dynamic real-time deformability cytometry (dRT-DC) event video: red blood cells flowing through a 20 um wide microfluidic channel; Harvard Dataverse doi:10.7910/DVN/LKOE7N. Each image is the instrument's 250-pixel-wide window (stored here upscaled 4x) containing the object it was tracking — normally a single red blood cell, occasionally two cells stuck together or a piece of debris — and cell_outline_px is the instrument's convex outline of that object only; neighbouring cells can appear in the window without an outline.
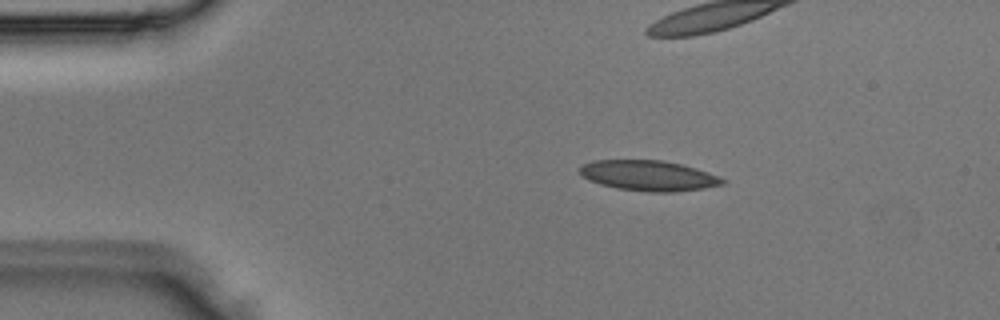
{"species": "Egyptian fruit bat (a non-hibernating species)", "species_latin": "Rousettus aegyptiacus", "temperature_condition": "room temperature", "stored_images_in_passage": 4, "camera_frame_rate_fps": 3000, "um_per_image_px": 0.085, "animal": {"sex": "male"}, "frame": {"image": 1, "passage_image": 2, "time_ms": 0.333, "image_size_px": [1000, 320], "cell_outline_px": [[728, 180], [724, 184], [704, 188], [676, 192], [648, 192], [616, 188], [600, 184], [588, 180], [580, 172], [580, 168], [584, 164], [592, 160], [664, 160], [696, 168], [720, 176]], "centroid_in_image_um": [55.17, 14.93], "position_along_channel_um": 29.8, "area_um2": 25.37}}
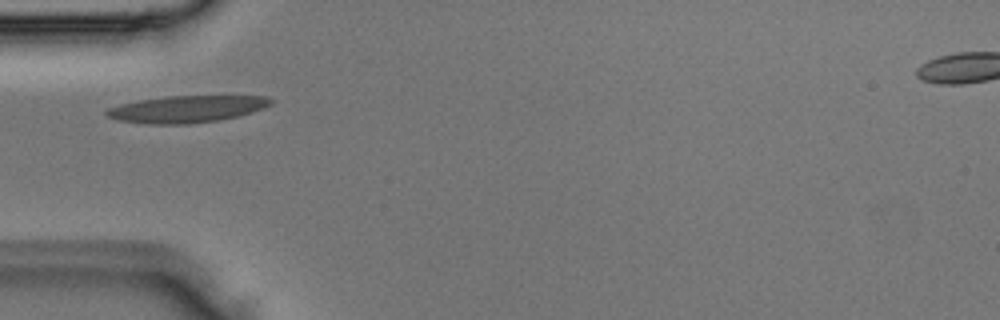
{"frame": {"image": 2, "passage_image": 4, "time_ms": 1.0, "image_size_px": [1000, 320], "cell_outline_px": [[276, 100], [272, 104], [264, 108], [240, 116], [220, 120], [188, 124], [148, 124], [120, 120], [108, 116], [104, 112], [108, 108], [120, 104], [140, 100], [168, 96], [268, 96]], "centroid_in_image_um": [15.95, 9.27], "position_along_channel_um": 69.1, "area_um2": 25.84}}